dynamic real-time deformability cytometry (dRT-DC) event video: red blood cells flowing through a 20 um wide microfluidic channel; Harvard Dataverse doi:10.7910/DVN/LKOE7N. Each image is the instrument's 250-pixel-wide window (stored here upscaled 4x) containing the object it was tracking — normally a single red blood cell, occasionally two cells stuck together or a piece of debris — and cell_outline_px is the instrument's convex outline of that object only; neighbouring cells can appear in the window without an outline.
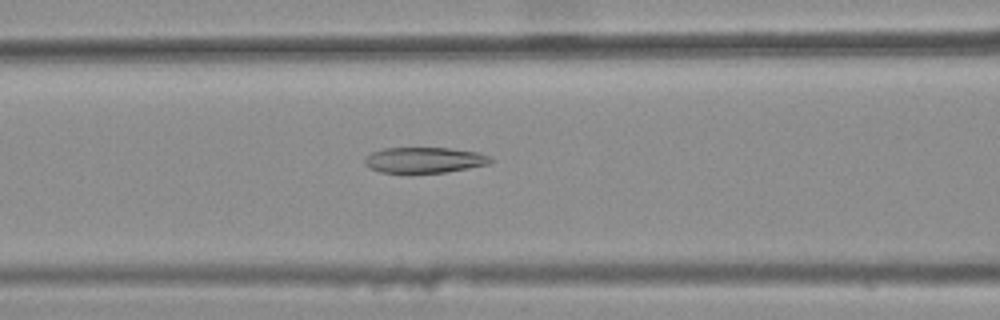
{"species": "common noctule bat (a hibernating species)", "species_latin": "Nyctalus noctula", "temperature_condition": "warm", "stored_images_in_passage": 45, "camera_frame_rate_fps": 3000, "um_per_image_px": 0.085, "animal": {"sex": "female", "body_mass_g": 25.1}, "frame": {"image": 1, "passage_image": 21, "time_ms": 6.667, "image_size_px": [1000, 320], "cell_outline_px": [[496, 160], [488, 164], [468, 168], [444, 172], [408, 176], [380, 172], [368, 168], [364, 164], [364, 160], [372, 152], [384, 148], [448, 148], [480, 152], [492, 156]], "centroid_in_image_um": [36.06, 13.65], "position_along_channel_um": 130.5, "area_um2": 19.77}}
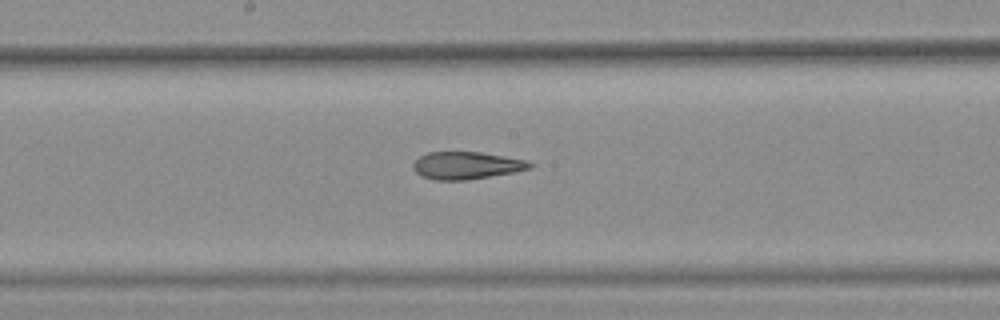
{"frame": {"image": 2, "passage_image": 27, "time_ms": 8.667, "image_size_px": [1000, 320], "cell_outline_px": [[536, 164], [532, 168], [512, 172], [468, 180], [436, 180], [420, 176], [412, 168], [412, 164], [420, 156], [428, 152], [480, 152], [528, 160]], "centroid_in_image_um": [39.66, 14.06], "position_along_channel_um": 208.5, "area_um2": 18.73}}
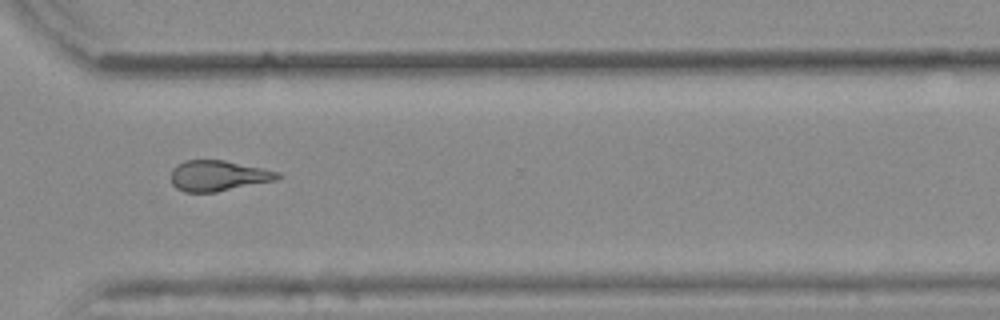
{"frame": {"image": 3, "passage_image": 38, "time_ms": 12.333, "image_size_px": [1000, 320], "cell_outline_px": [[284, 176], [276, 180], [216, 192], [184, 192], [176, 188], [172, 184], [172, 168], [176, 164], [184, 160], [224, 160], [280, 172]], "centroid_in_image_um": [18.54, 14.93], "position_along_channel_um": 352.1, "area_um2": 19.07}, "authors_computed_cell_mechanics": {"area_um2": 19.5942, "velocity_mm_per_s": 3.9109, "shape_relaxation_time_tau1_ms": null, "shape_relaxation_time_tau2_ms": 3.4492, "deformation_change_tau1": null, "deformation_change_tau2": 0.1349}}